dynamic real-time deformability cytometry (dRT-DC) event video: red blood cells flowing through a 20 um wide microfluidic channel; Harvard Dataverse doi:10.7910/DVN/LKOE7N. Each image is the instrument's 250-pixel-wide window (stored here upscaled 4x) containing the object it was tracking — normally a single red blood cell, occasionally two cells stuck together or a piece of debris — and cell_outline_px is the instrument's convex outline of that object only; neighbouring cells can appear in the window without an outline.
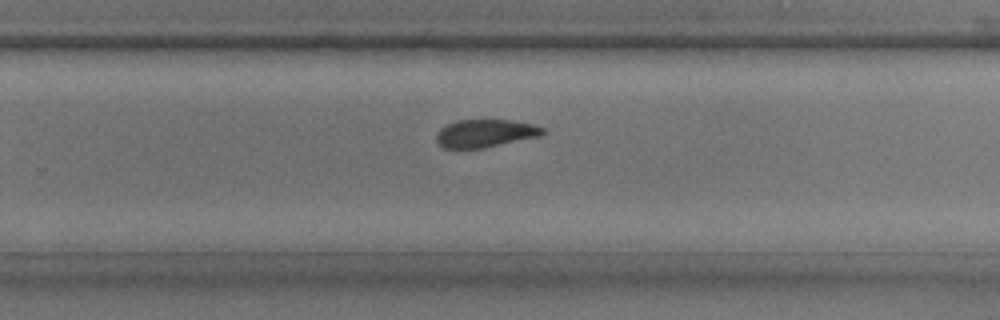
{"species": "common noctule bat (a hibernating species)", "species_latin": "Nyctalus noctula", "temperature_condition": "room temperature", "stored_images_in_passage": 27, "camera_frame_rate_fps": 3000, "um_per_image_px": 0.085, "animal": {"sex": "male", "body_mass_g": 17.9, "forearm_length_mm": 54.2}, "frame": {"image": 1, "passage_image": 17, "time_ms": 5.333, "image_size_px": [1000, 320], "cell_outline_px": [[548, 132], [540, 136], [484, 148], [444, 148], [436, 140], [436, 136], [440, 128], [456, 120], [512, 120], [532, 124], [544, 128]], "centroid_in_image_um": [41.28, 11.33], "position_along_channel_um": 288.5, "area_um2": 17.28}}
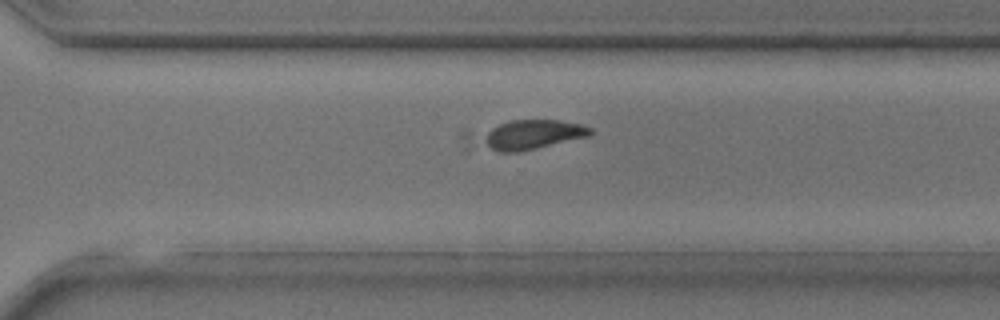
{"frame": {"image": 2, "passage_image": 19, "time_ms": 6.0, "image_size_px": [1000, 320], "cell_outline_px": [[596, 132], [588, 136], [520, 152], [496, 152], [488, 144], [488, 132], [492, 128], [500, 124], [512, 120], [560, 120], [580, 124], [592, 128]], "centroid_in_image_um": [45.4, 11.43], "position_along_channel_um": 325.2, "area_um2": 17.86}}
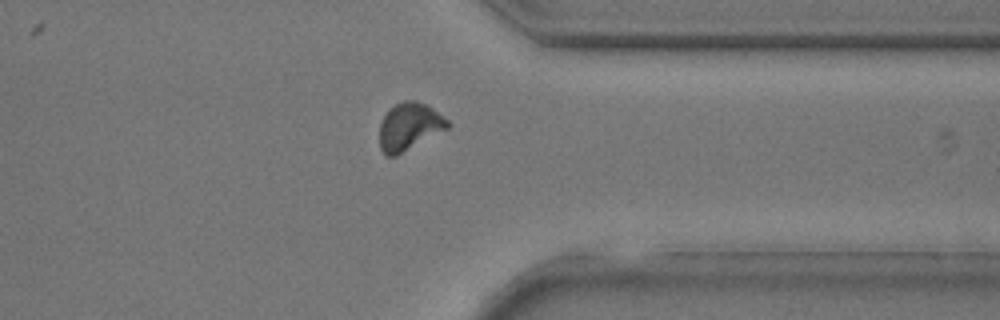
{"frame": {"image": 3, "passage_image": 22, "time_ms": 7.0, "image_size_px": [1000, 320], "cell_outline_px": [[452, 124], [448, 128], [396, 156], [384, 156], [380, 148], [380, 124], [388, 108], [404, 100], [416, 100], [428, 104], [448, 120]], "centroid_in_image_um": [34.79, 10.74], "position_along_channel_um": 376.6, "area_um2": 18.96}}